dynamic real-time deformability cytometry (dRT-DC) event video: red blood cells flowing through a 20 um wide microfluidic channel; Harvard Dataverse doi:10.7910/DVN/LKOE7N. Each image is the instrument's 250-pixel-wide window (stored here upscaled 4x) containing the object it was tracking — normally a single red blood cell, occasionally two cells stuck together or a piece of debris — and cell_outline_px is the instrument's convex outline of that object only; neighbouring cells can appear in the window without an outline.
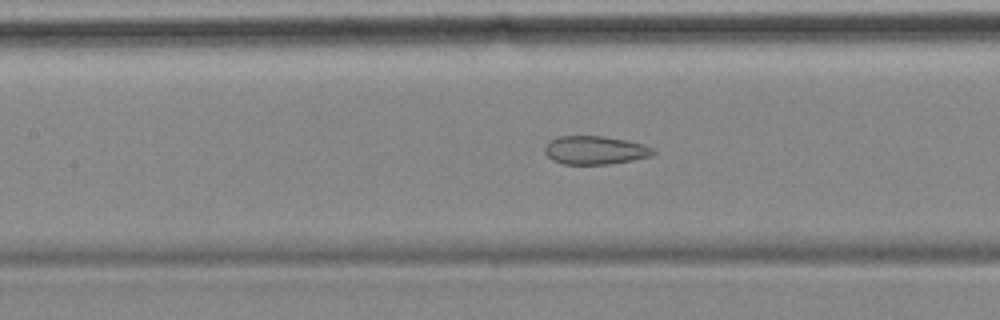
{"species": "common noctule bat (a hibernating species)", "species_latin": "Nyctalus noctula", "temperature_condition": "cold", "stored_images_in_passage": 46, "camera_frame_rate_fps": 3000, "um_per_image_px": 0.085, "animal": {"sex": "female", "body_mass_g": 18.4}, "frame": {"image": 1, "passage_image": 20, "time_ms": 6.333, "image_size_px": [1000, 320], "cell_outline_px": [[656, 152], [652, 156], [632, 160], [608, 164], [564, 164], [552, 160], [544, 152], [544, 148], [548, 140], [560, 136], [600, 136], [628, 140], [644, 144], [652, 148]], "centroid_in_image_um": [50.57, 12.76], "position_along_channel_um": 156.8, "area_um2": 18.03}}
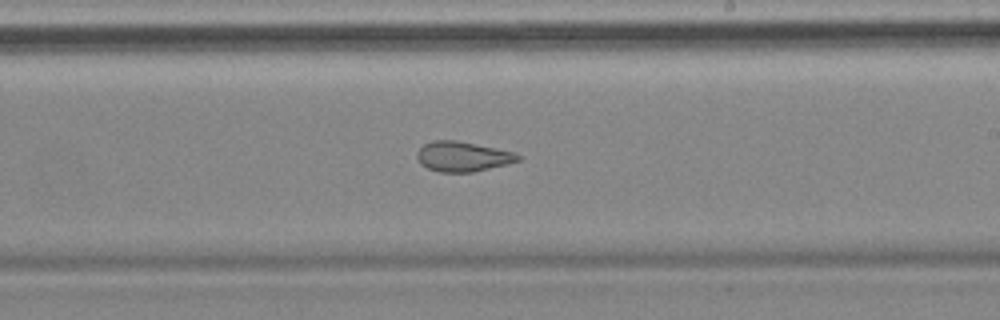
{"frame": {"image": 2, "passage_image": 28, "time_ms": 9.0, "image_size_px": [1000, 320], "cell_outline_px": [[520, 160], [472, 172], [440, 172], [428, 168], [420, 164], [416, 156], [416, 152], [424, 144], [432, 140], [456, 140], [512, 152], [520, 156]], "centroid_in_image_um": [39.24, 13.3], "position_along_channel_um": 249.8, "area_um2": 17.28}}
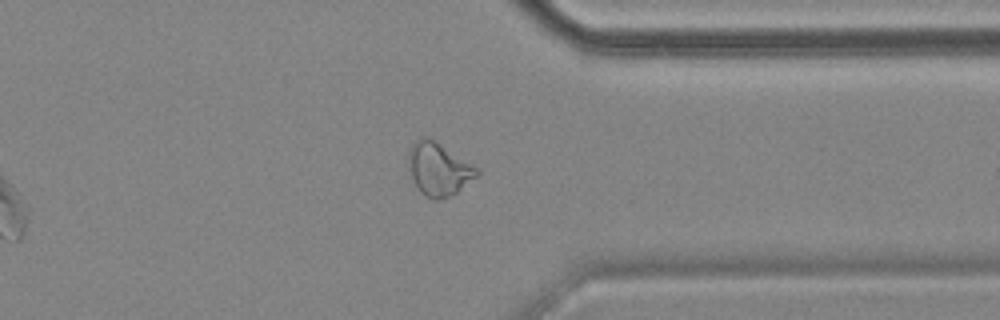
{"frame": {"image": 3, "passage_image": 39, "time_ms": 12.667, "image_size_px": [1000, 320], "cell_outline_px": [[480, 172], [476, 176], [456, 192], [448, 196], [436, 200], [432, 200], [424, 196], [420, 192], [412, 176], [408, 160], [408, 152], [412, 144], [420, 136], [428, 136], [480, 168]], "centroid_in_image_um": [37.28, 14.34], "position_along_channel_um": 374.1, "area_um2": 20.98}, "authors_computed_cell_mechanics": {"area_um2": 20.3167, "velocity_mm_per_s": 3.5065, "shape_relaxation_time_tau1_ms": null, "shape_relaxation_time_tau2_ms": 2.3048, "deformation_change_tau1": null, "deformation_change_tau2": 0.0898}}